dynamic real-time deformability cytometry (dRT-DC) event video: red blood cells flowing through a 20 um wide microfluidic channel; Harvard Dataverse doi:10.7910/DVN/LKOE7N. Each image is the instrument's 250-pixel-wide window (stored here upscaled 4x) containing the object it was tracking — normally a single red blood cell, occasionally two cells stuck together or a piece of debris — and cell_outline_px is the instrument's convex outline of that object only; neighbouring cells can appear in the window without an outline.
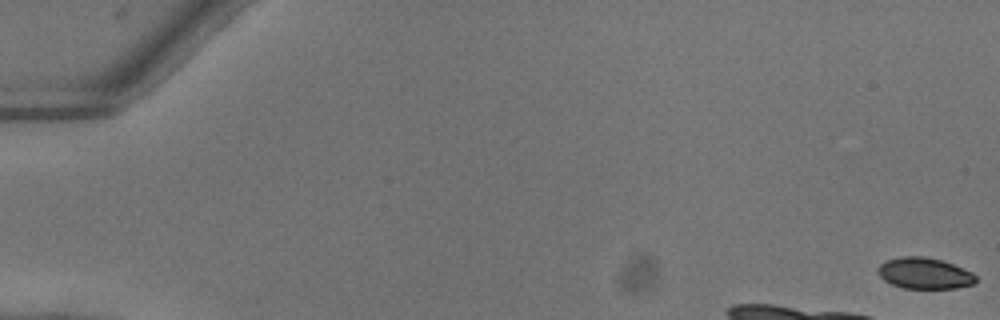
{"species": "common noctule bat (a hibernating species)", "species_latin": "Nyctalus noctula", "temperature_condition": "warm", "stored_images_in_passage": 10, "camera_frame_rate_fps": 3000, "um_per_image_px": 0.085, "animal": {"sex": "female"}, "frame": {"image": 1, "passage_image": 1, "time_ms": 0.0, "image_size_px": [1000, 320], "cell_outline_px": [[976, 280], [972, 284], [956, 288], [904, 288], [892, 284], [884, 280], [880, 276], [876, 268], [880, 264], [888, 260], [900, 256], [924, 256], [940, 260], [952, 264], [972, 272], [976, 276]], "centroid_in_image_um": [78.56, 23.22], "position_along_channel_um": 6.4, "area_um2": 17.63}}